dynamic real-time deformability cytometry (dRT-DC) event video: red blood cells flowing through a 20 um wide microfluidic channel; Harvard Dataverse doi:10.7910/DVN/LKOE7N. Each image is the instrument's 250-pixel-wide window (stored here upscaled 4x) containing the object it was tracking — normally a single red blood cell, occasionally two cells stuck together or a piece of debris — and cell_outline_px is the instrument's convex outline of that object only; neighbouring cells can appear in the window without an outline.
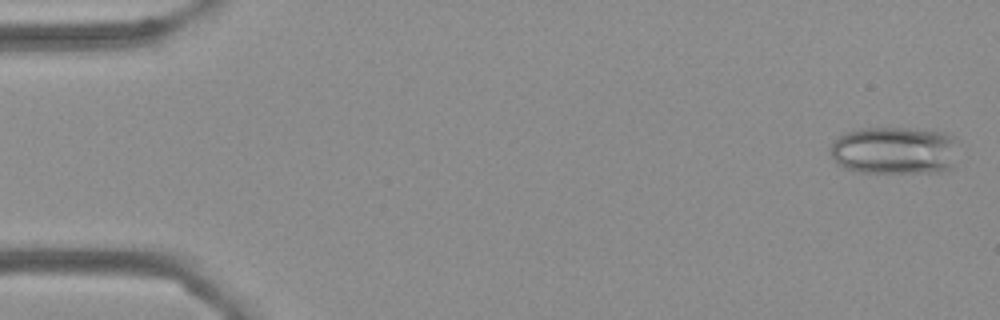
{"species": "Egyptian fruit bat (a non-hibernating species)", "species_latin": "Rousettus aegyptiacus", "temperature_condition": "cold", "stored_images_in_passage": 56, "camera_frame_rate_fps": 3000, "um_per_image_px": 0.085, "frame": {"image": 1, "passage_image": 2, "time_ms": 0.333, "image_size_px": [1000, 320], "cell_outline_px": [[956, 140], [952, 168], [940, 172], [856, 172], [844, 168], [828, 152], [828, 148], [844, 132], [860, 128], [908, 128], [944, 132], [952, 136]], "centroid_in_image_um": [76.0, 12.78], "position_along_channel_um": 9.0, "area_um2": 35.66}}
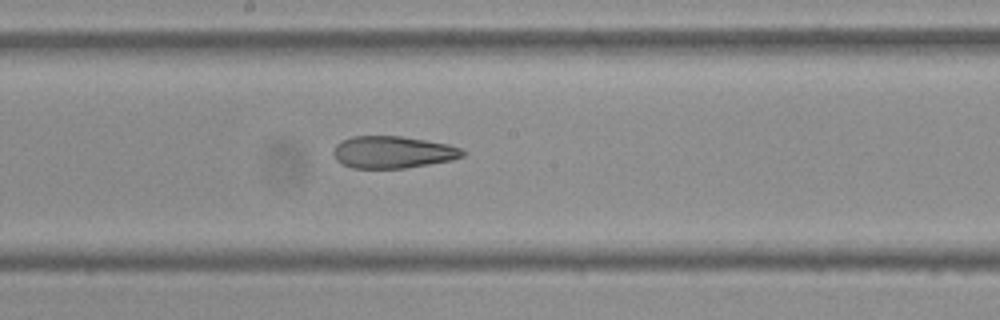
{"frame": {"image": 2, "passage_image": 30, "time_ms": 9.667, "image_size_px": [1000, 320], "cell_outline_px": [[464, 156], [452, 160], [404, 168], [352, 168], [336, 160], [332, 152], [336, 144], [352, 136], [400, 136], [448, 144], [460, 148], [464, 152]], "centroid_in_image_um": [33.37, 12.93], "position_along_channel_um": 214.8, "area_um2": 23.99}}
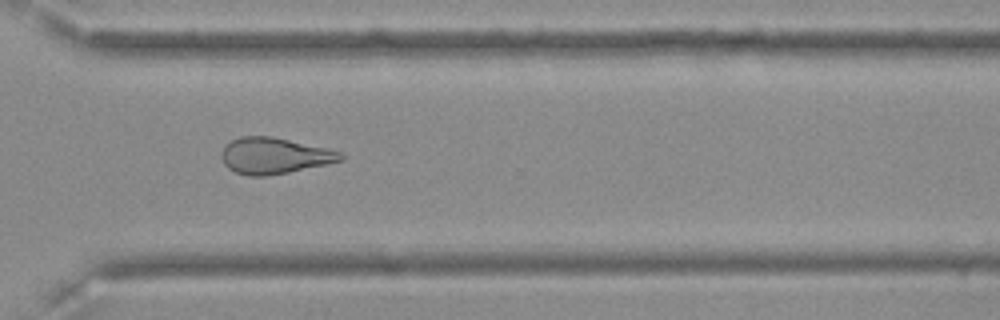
{"frame": {"image": 3, "passage_image": 41, "time_ms": 13.333, "image_size_px": [1000, 320], "cell_outline_px": [[348, 156], [344, 160], [288, 172], [268, 176], [248, 176], [236, 172], [228, 168], [224, 164], [220, 156], [220, 152], [232, 140], [240, 136], [272, 136], [328, 148], [340, 152]], "centroid_in_image_um": [23.33, 13.23], "position_along_channel_um": 347.3, "area_um2": 25.2}, "authors_computed_cell_mechanics": {"area_um2": 27.0504, "velocity_mm_per_s": 3.6163, "shape_relaxation_time_tau1_ms": null, "shape_relaxation_time_tau2_ms": 3.5738, "deformation_change_tau1": null, "deformation_change_tau2": 0.1374}}